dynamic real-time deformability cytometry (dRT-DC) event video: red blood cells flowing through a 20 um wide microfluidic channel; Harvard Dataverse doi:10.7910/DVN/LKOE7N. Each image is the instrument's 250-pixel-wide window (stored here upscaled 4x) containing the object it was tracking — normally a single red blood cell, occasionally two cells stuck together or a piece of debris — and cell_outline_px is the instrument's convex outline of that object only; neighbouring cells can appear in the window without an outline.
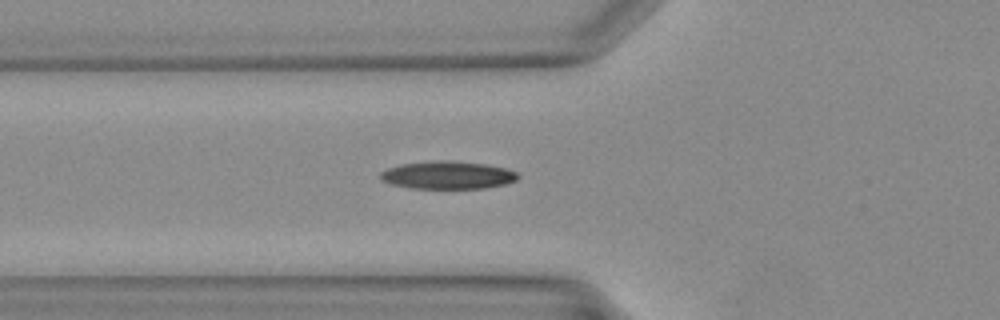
{"species": "Egyptian fruit bat (a non-hibernating species)", "species_latin": "Rousettus aegyptiacus", "temperature_condition": "warm", "stored_images_in_passage": 27, "camera_frame_rate_fps": 3000, "um_per_image_px": 0.085, "animal": {"sex": "female"}, "frame": {"image": 1, "passage_image": 4, "time_ms": 1.0, "image_size_px": [1000, 320], "cell_outline_px": [[520, 176], [516, 180], [504, 184], [484, 188], [412, 188], [392, 184], [380, 180], [380, 172], [388, 168], [400, 164], [484, 164], [504, 168], [516, 172]], "centroid_in_image_um": [38.05, 14.95], "position_along_channel_um": 87.7, "area_um2": 20.75}}
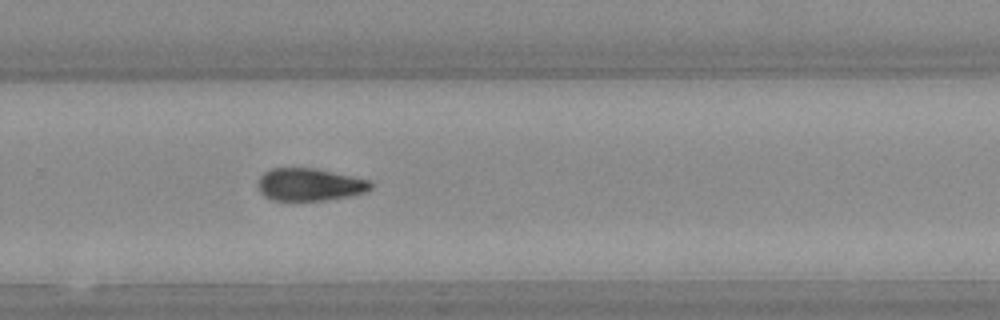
{"frame": {"image": 2, "passage_image": 16, "time_ms": 5.0, "image_size_px": [1000, 320], "cell_outline_px": [[372, 188], [364, 192], [348, 196], [324, 200], [272, 200], [264, 196], [260, 192], [256, 184], [260, 176], [264, 172], [272, 168], [312, 168], [372, 180]], "centroid_in_image_um": [26.29, 15.68], "position_along_channel_um": 303.5, "area_um2": 21.33}}
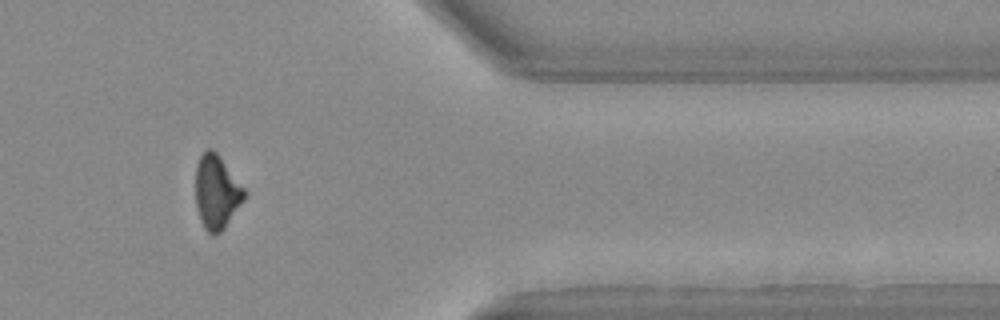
{"frame": {"image": 3, "passage_image": 22, "time_ms": 7.0, "image_size_px": [1000, 320], "cell_outline_px": [[248, 196], [224, 228], [216, 236], [212, 236], [204, 228], [200, 220], [196, 208], [196, 164], [200, 156], [208, 148], [212, 148], [216, 152], [248, 192]], "centroid_in_image_um": [18.43, 16.35], "position_along_channel_um": 393.0, "area_um2": 21.27}}